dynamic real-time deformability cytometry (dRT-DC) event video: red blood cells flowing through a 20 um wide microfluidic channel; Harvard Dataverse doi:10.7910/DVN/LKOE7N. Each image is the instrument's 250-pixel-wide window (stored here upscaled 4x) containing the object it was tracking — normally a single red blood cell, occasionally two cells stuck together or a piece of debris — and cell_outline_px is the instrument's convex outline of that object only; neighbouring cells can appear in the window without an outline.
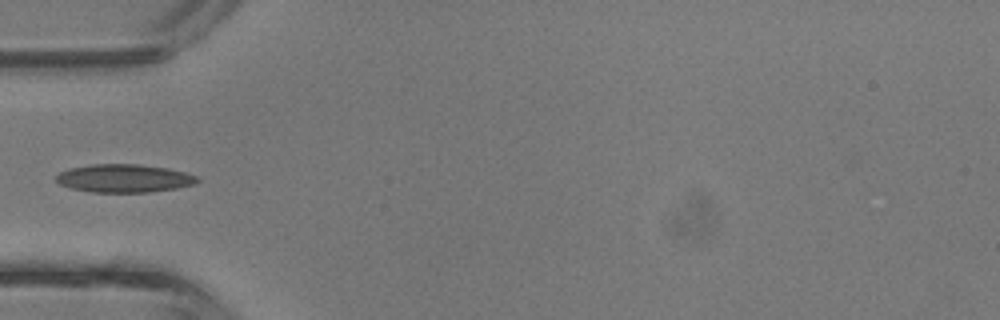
{"species": "common noctule bat (a hibernating species)", "species_latin": "Nyctalus noctula", "temperature_condition": "room temperature", "stored_images_in_passage": 3, "camera_frame_rate_fps": 3000, "um_per_image_px": 0.085, "animal": {"sex": "male", "body_mass_g": 13.3}, "frame": {"image": 1, "passage_image": 3, "time_ms": 0.667, "image_size_px": [1000, 320], "cell_outline_px": [[200, 180], [196, 184], [176, 188], [148, 192], [92, 192], [72, 188], [60, 184], [56, 180], [56, 176], [60, 172], [72, 168], [92, 164], [136, 164], [168, 168], [184, 172], [196, 176]], "centroid_in_image_um": [10.57, 15.16], "position_along_channel_um": 74.4, "area_um2": 22.95}}